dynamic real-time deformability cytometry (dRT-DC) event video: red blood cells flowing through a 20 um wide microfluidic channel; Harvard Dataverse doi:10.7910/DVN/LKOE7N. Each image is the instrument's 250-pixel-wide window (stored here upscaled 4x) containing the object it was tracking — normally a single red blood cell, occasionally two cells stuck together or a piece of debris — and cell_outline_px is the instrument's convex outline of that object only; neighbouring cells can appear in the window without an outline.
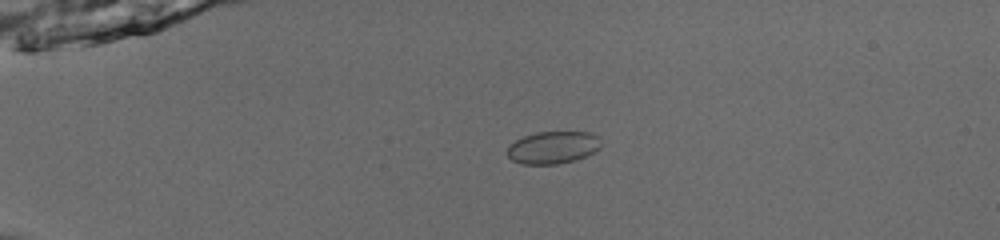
{"species": "common noctule bat (a hibernating species)", "species_latin": "Nyctalus noctula", "temperature_condition": "room temperature", "stored_images_in_passage": 51, "camera_frame_rate_fps": 3000, "um_per_image_px": 0.085, "animal": {"sex": "male", "body_mass_g": 13.0, "forearm_length_mm": 53.1}, "frame": {"image": 1, "passage_image": 12, "time_ms": 3.667, "image_size_px": [1000, 240], "cell_outline_px": [[600, 148], [596, 152], [576, 160], [556, 164], [520, 164], [512, 160], [508, 156], [508, 144], [524, 136], [536, 132], [592, 132], [596, 136], [600, 144]], "centroid_in_image_um": [46.99, 12.54], "position_along_channel_um": 38.0, "area_um2": 17.74}}
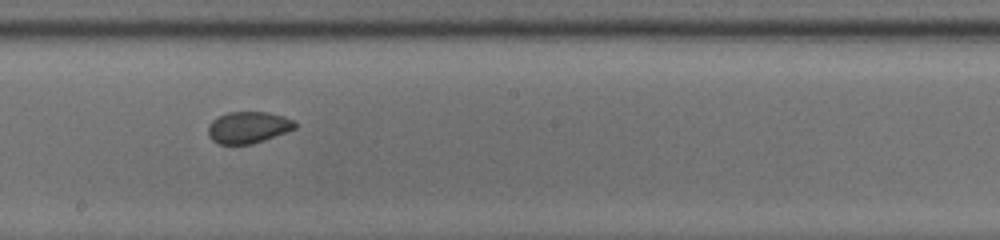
{"frame": {"image": 2, "passage_image": 30, "time_ms": 9.667, "image_size_px": [1000, 240], "cell_outline_px": [[296, 128], [264, 140], [252, 144], [220, 144], [212, 140], [208, 136], [208, 124], [212, 120], [228, 112], [268, 112], [284, 116], [296, 120]], "centroid_in_image_um": [21.1, 10.82], "position_along_channel_um": 227.1, "area_um2": 16.07}}
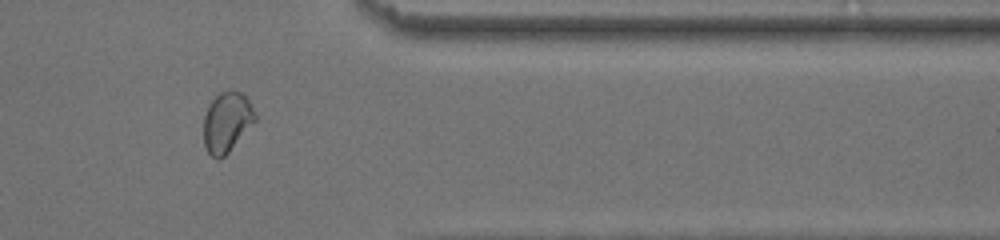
{"frame": {"image": 3, "passage_image": 43, "time_ms": 14.0, "image_size_px": [1000, 240], "cell_outline_px": [[256, 120], [228, 152], [224, 156], [216, 160], [208, 152], [204, 144], [204, 116], [212, 100], [220, 92], [240, 92], [248, 100], [256, 112]], "centroid_in_image_um": [19.28, 10.4], "position_along_channel_um": 392.1, "area_um2": 17.63}, "authors_computed_cell_mechanics": {"area_um2": 17.5134, "velocity_mm_per_s": 3.9714, "shape_relaxation_time_tau1_ms": null, "shape_relaxation_time_tau2_ms": 1.3027, "deformation_change_tau1": null, "deformation_change_tau2": 0.0276}}